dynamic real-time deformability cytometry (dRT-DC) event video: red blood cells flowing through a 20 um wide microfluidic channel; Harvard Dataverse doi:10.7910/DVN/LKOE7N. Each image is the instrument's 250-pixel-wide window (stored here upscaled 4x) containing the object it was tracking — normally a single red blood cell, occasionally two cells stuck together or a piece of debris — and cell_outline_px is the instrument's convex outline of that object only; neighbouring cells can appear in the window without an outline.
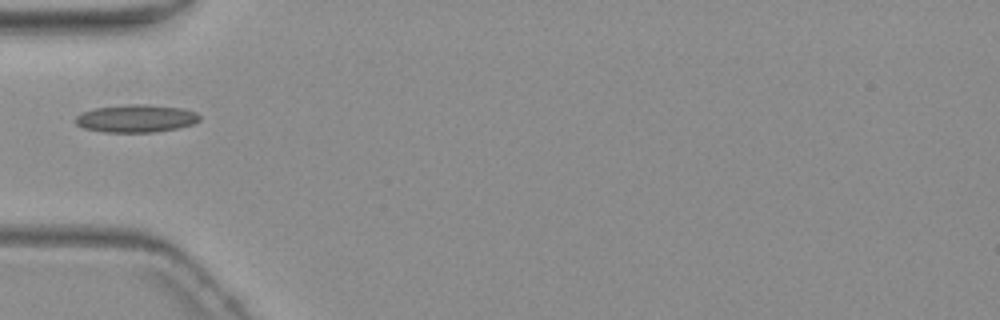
{"species": "common noctule bat (a hibernating species)", "species_latin": "Nyctalus noctula", "temperature_condition": "warm", "stored_images_in_passage": 1, "camera_frame_rate_fps": 3000, "um_per_image_px": 0.085, "animal": {"sex": "female", "body_mass_g": 19.3, "forearm_length_mm": 54.1}, "frame": {"image": 1, "passage_image": 1, "time_ms": 0.0, "image_size_px": [1000, 320], "cell_outline_px": [[200, 120], [192, 124], [176, 128], [152, 132], [104, 132], [84, 128], [76, 124], [76, 116], [80, 112], [92, 108], [128, 104], [148, 104], [180, 108], [196, 112], [200, 116]], "centroid_in_image_um": [11.53, 10.06], "position_along_channel_um": 73.5, "area_um2": 20.06}}